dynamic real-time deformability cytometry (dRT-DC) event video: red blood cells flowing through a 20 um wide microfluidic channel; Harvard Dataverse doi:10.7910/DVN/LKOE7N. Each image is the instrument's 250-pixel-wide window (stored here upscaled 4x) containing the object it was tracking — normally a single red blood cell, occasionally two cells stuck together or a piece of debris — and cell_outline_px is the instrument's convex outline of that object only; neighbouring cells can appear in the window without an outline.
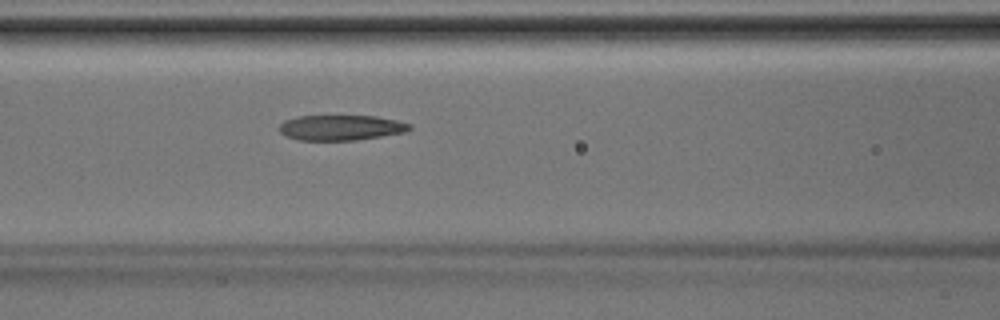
{"species": "Egyptian fruit bat (a non-hibernating species)", "species_latin": "Rousettus aegyptiacus", "temperature_condition": "room temperature", "stored_images_in_passage": 5, "camera_frame_rate_fps": 3000, "um_per_image_px": 0.085, "animal": {"sex": "male"}, "frame": {"image": 1, "passage_image": 5, "time_ms": 1.333, "image_size_px": [1000, 320], "cell_outline_px": [[412, 128], [404, 132], [356, 140], [296, 140], [284, 136], [280, 132], [280, 124], [284, 120], [296, 116], [376, 116], [396, 120], [412, 124]], "centroid_in_image_um": [28.95, 10.85], "position_along_channel_um": 137.7, "area_um2": 19.25}}